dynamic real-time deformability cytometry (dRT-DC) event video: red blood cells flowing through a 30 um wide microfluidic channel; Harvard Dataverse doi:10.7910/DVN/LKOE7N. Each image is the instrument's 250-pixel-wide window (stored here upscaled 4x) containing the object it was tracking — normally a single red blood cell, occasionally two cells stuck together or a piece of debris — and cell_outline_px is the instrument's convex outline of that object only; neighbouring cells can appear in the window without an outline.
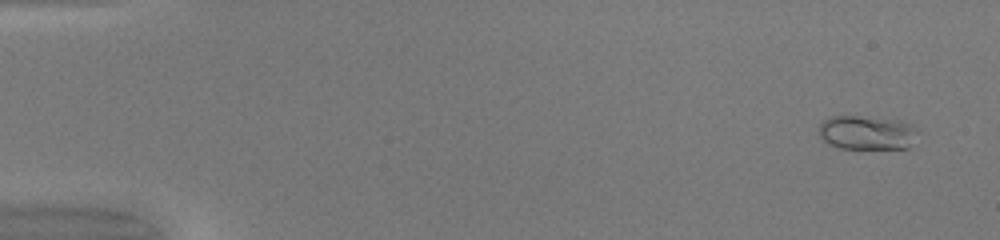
{"species": "common noctule bat (a hibernating species)", "species_latin": "Nyctalus noctula", "temperature_condition": "warm", "stored_images_in_passage": 50, "camera_frame_rate_fps": 3000, "um_per_image_px": 0.085, "animal": {"sex": "female", "body_mass_g": 20.0, "forearm_length_mm": 54.0}, "frame": {"image": 1, "passage_image": 3, "time_ms": 0.667, "image_size_px": [1000, 240], "cell_outline_px": [[916, 128], [908, 148], [840, 148], [828, 144], [820, 136], [820, 124], [828, 116], [860, 116], [900, 120], [912, 124]], "centroid_in_image_um": [73.63, 11.26], "position_along_channel_um": 11.4, "area_um2": 19.36}}
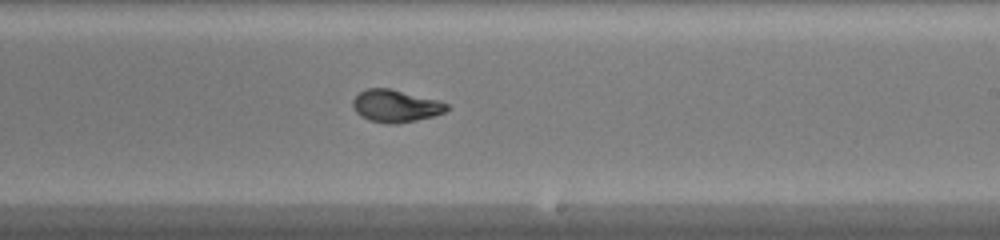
{"frame": {"image": 2, "passage_image": 31, "time_ms": 10.0, "image_size_px": [1000, 240], "cell_outline_px": [[452, 108], [444, 112], [432, 116], [416, 120], [396, 124], [388, 124], [368, 120], [360, 116], [352, 108], [352, 100], [360, 92], [368, 88], [388, 88], [440, 100], [448, 104]], "centroid_in_image_um": [33.63, 9.01], "position_along_channel_um": 255.4, "area_um2": 17.86}}
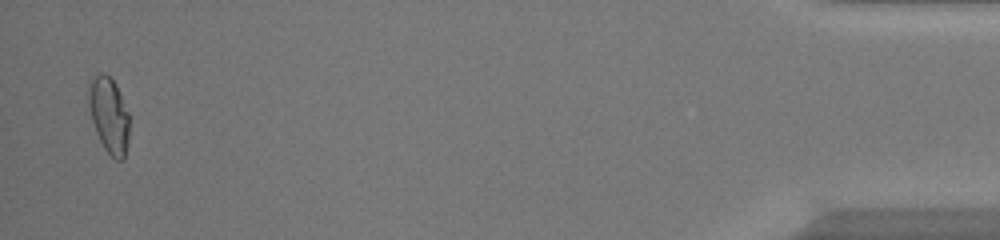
{"frame": {"image": 3, "passage_image": 49, "time_ms": 16.0, "image_size_px": [1000, 240], "cell_outline_px": [[128, 144], [124, 156], [120, 160], [116, 160], [104, 148], [96, 132], [92, 120], [88, 104], [88, 84], [100, 72], [104, 72], [116, 84], [128, 112]], "centroid_in_image_um": [9.25, 9.77], "position_along_channel_um": 425.9, "area_um2": 17.74}, "authors_computed_cell_mechanics": {"area_um2": 17.7735, "velocity_mm_per_s": 4.2253, "shape_relaxation_time_tau1_ms": 4.8798, "shape_relaxation_time_tau2_ms": 0.7563, "deformation_change_tau1": 0.232, "deformation_change_tau2": 0.0414}}